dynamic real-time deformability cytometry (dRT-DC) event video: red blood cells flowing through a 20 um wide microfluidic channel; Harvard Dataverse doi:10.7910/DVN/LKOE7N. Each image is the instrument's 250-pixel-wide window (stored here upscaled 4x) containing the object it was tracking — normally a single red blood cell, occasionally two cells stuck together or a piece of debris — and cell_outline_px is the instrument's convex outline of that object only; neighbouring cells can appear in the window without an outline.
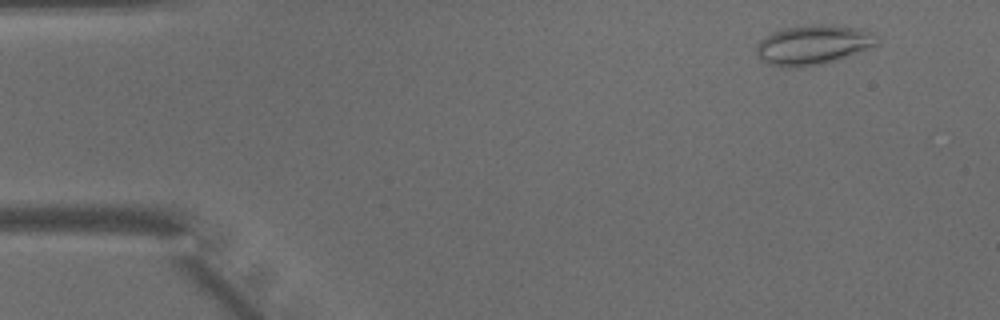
{"species": "common noctule bat (a hibernating species)", "species_latin": "Nyctalus noctula", "temperature_condition": "warm", "stored_images_in_passage": 12, "camera_frame_rate_fps": 3000, "um_per_image_px": 0.085, "animal": {"sex": "male", "body_mass_g": 15.6}, "frame": {"image": 1, "passage_image": 4, "time_ms": 1.0, "image_size_px": [1000, 320], "cell_outline_px": [[880, 44], [836, 60], [804, 68], [784, 68], [768, 64], [760, 60], [756, 56], [756, 44], [764, 36], [772, 32], [784, 28], [812, 24], [832, 24], [872, 32], [880, 36]], "centroid_in_image_um": [69.08, 3.82], "position_along_channel_um": 15.9, "area_um2": 28.38}}